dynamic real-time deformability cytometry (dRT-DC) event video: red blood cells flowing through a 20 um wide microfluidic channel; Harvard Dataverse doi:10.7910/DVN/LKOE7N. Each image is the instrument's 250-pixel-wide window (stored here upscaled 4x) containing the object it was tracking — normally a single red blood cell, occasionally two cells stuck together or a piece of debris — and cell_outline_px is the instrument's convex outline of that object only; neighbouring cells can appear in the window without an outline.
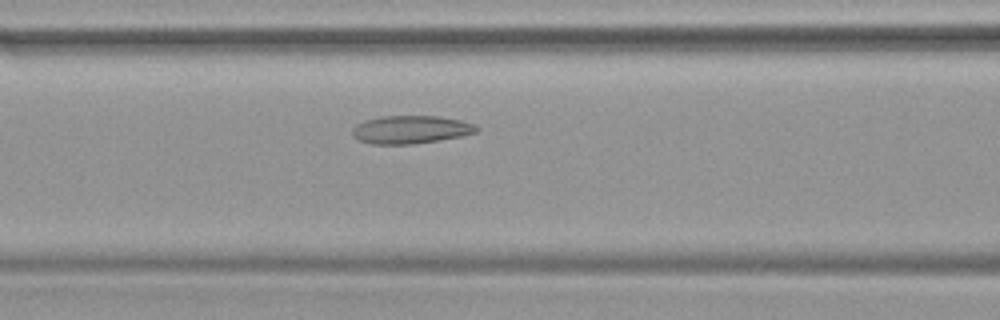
{"species": "common noctule bat (a hibernating species)", "species_latin": "Nyctalus noctula", "temperature_condition": "warm", "stored_images_in_passage": 43, "camera_frame_rate_fps": 3000, "um_per_image_px": 0.085, "animal": {"sex": "female", "body_mass_g": 19.9}, "frame": {"image": 1, "passage_image": 16, "time_ms": 5.0, "image_size_px": [1000, 320], "cell_outline_px": [[480, 128], [476, 132], [464, 136], [440, 140], [412, 144], [372, 144], [360, 140], [352, 136], [352, 128], [356, 124], [364, 120], [380, 116], [440, 116], [460, 120], [476, 124]], "centroid_in_image_um": [34.93, 11.01], "position_along_channel_um": 131.7, "area_um2": 20.52}}
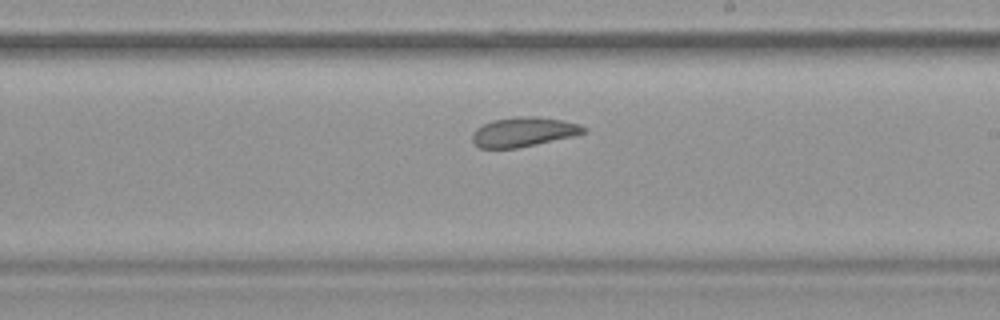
{"frame": {"image": 2, "passage_image": 24, "time_ms": 7.667, "image_size_px": [1000, 320], "cell_outline_px": [[588, 132], [572, 136], [536, 144], [516, 148], [480, 148], [472, 140], [472, 132], [476, 128], [492, 120], [516, 116], [536, 116], [564, 120], [580, 124], [588, 128]], "centroid_in_image_um": [44.52, 11.2], "position_along_channel_um": 244.5, "area_um2": 19.25}}
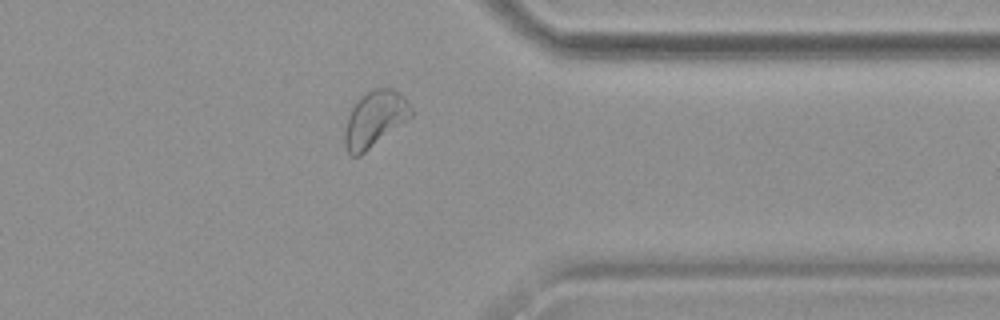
{"frame": {"image": 3, "passage_image": 34, "time_ms": 11.0, "image_size_px": [1000, 320], "cell_outline_px": [[412, 116], [360, 156], [352, 156], [348, 152], [344, 144], [344, 132], [348, 116], [352, 108], [360, 96], [372, 88], [392, 88], [400, 92], [412, 108]], "centroid_in_image_um": [31.84, 10.1], "position_along_channel_um": 379.6, "area_um2": 21.56}}